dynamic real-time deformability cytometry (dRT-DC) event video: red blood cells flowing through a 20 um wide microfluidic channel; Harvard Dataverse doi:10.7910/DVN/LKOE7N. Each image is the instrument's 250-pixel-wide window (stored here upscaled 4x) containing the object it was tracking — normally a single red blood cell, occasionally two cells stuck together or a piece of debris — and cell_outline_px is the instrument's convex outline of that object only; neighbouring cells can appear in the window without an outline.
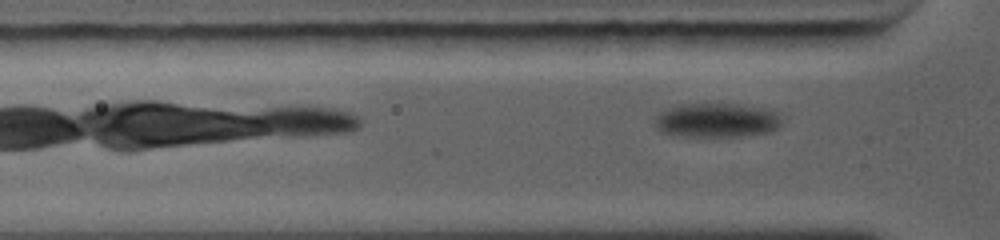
{"species": "common noctule bat (a hibernating species)", "species_latin": "Nyctalus noctula", "temperature_condition": "warm", "stored_images_in_passage": 8, "camera_frame_rate_fps": 5000, "um_per_image_px": 0.085, "animal": {"sex": "female", "body_mass_g": 19.0, "forearm_length_mm": 56.7}, "frame": {"image": 1, "passage_image": 5, "time_ms": 1.0, "image_size_px": [1000, 240], "cell_outline_px": [[780, 128], [768, 132], [740, 136], [688, 136], [660, 132], [656, 128], [656, 116], [660, 112], [676, 104], [740, 104], [780, 112]], "centroid_in_image_um": [60.93, 10.21], "position_along_channel_um": 64.9, "area_um2": 25.26}}